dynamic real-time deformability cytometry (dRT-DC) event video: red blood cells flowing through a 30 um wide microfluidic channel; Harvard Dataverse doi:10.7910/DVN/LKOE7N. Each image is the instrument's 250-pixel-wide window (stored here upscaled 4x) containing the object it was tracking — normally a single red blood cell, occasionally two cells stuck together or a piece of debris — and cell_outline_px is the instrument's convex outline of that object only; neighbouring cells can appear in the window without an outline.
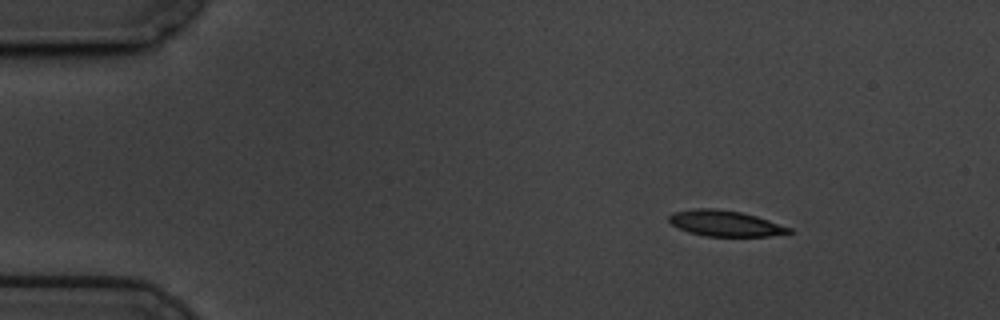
{"species": "common noctule bat (a hibernating species)", "species_latin": "Nyctalus noctula", "temperature_condition": "cold", "stored_images_in_passage": 51, "camera_frame_rate_fps": 3000, "um_per_image_px": 0.085, "animal": {"sex": "male", "body_mass_g": 19.5, "forearm_length_mm": 54.6}, "frame": {"image": 1, "passage_image": 1, "time_ms": 0.0, "image_size_px": [1000, 320], "cell_outline_px": [[796, 232], [768, 236], [704, 236], [688, 232], [672, 224], [668, 220], [668, 216], [672, 212], [692, 208], [712, 208], [740, 212], [756, 216], [792, 228]], "centroid_in_image_um": [61.63, 18.98], "position_along_channel_um": 23.4, "area_um2": 18.09}}
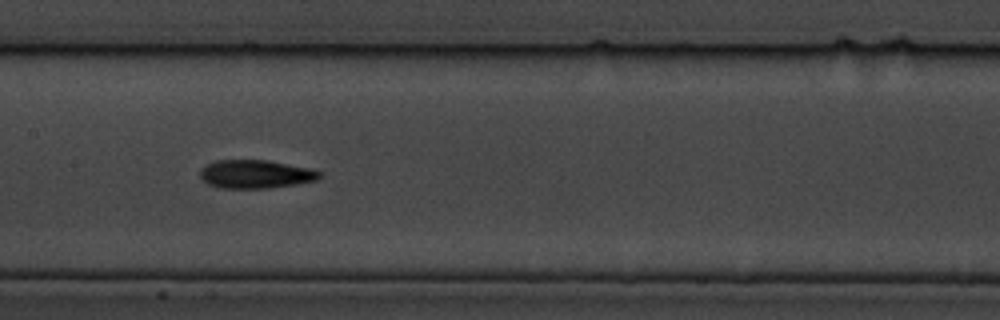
{"frame": {"image": 2, "passage_image": 22, "time_ms": 7.0, "image_size_px": [1000, 320], "cell_outline_px": [[324, 172], [316, 180], [296, 184], [268, 188], [220, 188], [208, 184], [200, 180], [200, 168], [216, 160], [268, 160], [312, 168]], "centroid_in_image_um": [21.72, 14.8], "position_along_channel_um": 185.7, "area_um2": 20.0}}
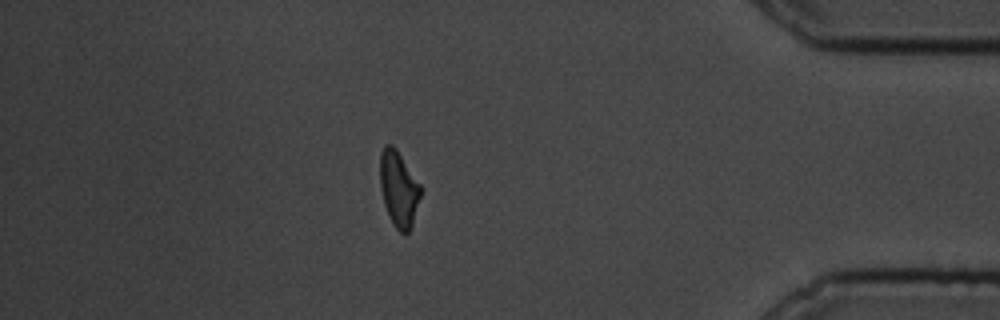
{"frame": {"image": 3, "passage_image": 44, "time_ms": 14.333, "image_size_px": [1000, 320], "cell_outline_px": [[420, 196], [412, 224], [408, 232], [404, 236], [396, 228], [388, 216], [384, 204], [380, 188], [380, 152], [384, 144], [392, 144], [396, 148], [420, 184]], "centroid_in_image_um": [33.86, 16.04], "position_along_channel_um": 401.3, "area_um2": 17.86}, "authors_computed_cell_mechanics": {"area_um2": 19.074, "velocity_mm_per_s": 3.4319, "shape_relaxation_time_tau1_ms": 3.6671, "shape_relaxation_time_tau2_ms": 1.7808, "deformation_change_tau1": 0.1474, "deformation_change_tau2": 0.0821}}